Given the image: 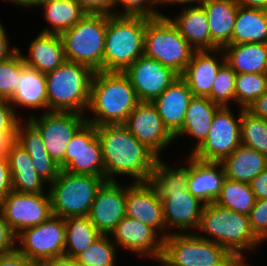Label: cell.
Returning <instances> with one entry per match:
<instances>
[{"label":"cell","instance_id":"6da1fadb","mask_svg":"<svg viewBox=\"0 0 267 266\" xmlns=\"http://www.w3.org/2000/svg\"><path fill=\"white\" fill-rule=\"evenodd\" d=\"M105 167V179L115 175L133 176L134 183L150 182L158 157L138 141L124 124L96 126Z\"/></svg>","mask_w":267,"mask_h":266},{"label":"cell","instance_id":"7a4b0ae2","mask_svg":"<svg viewBox=\"0 0 267 266\" xmlns=\"http://www.w3.org/2000/svg\"><path fill=\"white\" fill-rule=\"evenodd\" d=\"M188 178L189 165L175 169L156 160L150 183L161 198L166 230L175 227L187 233L200 225L205 204L188 191Z\"/></svg>","mask_w":267,"mask_h":266},{"label":"cell","instance_id":"3957f363","mask_svg":"<svg viewBox=\"0 0 267 266\" xmlns=\"http://www.w3.org/2000/svg\"><path fill=\"white\" fill-rule=\"evenodd\" d=\"M140 101L124 72L97 71L92 84L87 110L94 118L86 122L95 126L124 124Z\"/></svg>","mask_w":267,"mask_h":266},{"label":"cell","instance_id":"277c9868","mask_svg":"<svg viewBox=\"0 0 267 266\" xmlns=\"http://www.w3.org/2000/svg\"><path fill=\"white\" fill-rule=\"evenodd\" d=\"M146 16L107 14L103 71L124 72L144 55Z\"/></svg>","mask_w":267,"mask_h":266},{"label":"cell","instance_id":"5b68a950","mask_svg":"<svg viewBox=\"0 0 267 266\" xmlns=\"http://www.w3.org/2000/svg\"><path fill=\"white\" fill-rule=\"evenodd\" d=\"M96 72L87 65L66 60L55 70L45 74L48 112L81 114L88 109Z\"/></svg>","mask_w":267,"mask_h":266},{"label":"cell","instance_id":"8992f818","mask_svg":"<svg viewBox=\"0 0 267 266\" xmlns=\"http://www.w3.org/2000/svg\"><path fill=\"white\" fill-rule=\"evenodd\" d=\"M199 230L206 232L210 238L201 234L199 237L221 245L244 264L246 259L242 250H255L261 243L250 227L248 215L229 210L215 202L205 204L197 231Z\"/></svg>","mask_w":267,"mask_h":266},{"label":"cell","instance_id":"52a82bcc","mask_svg":"<svg viewBox=\"0 0 267 266\" xmlns=\"http://www.w3.org/2000/svg\"><path fill=\"white\" fill-rule=\"evenodd\" d=\"M159 261L160 266H248L221 245L191 232L169 234Z\"/></svg>","mask_w":267,"mask_h":266},{"label":"cell","instance_id":"ba28073f","mask_svg":"<svg viewBox=\"0 0 267 266\" xmlns=\"http://www.w3.org/2000/svg\"><path fill=\"white\" fill-rule=\"evenodd\" d=\"M194 51L170 17H146L144 56L159 61L181 75Z\"/></svg>","mask_w":267,"mask_h":266},{"label":"cell","instance_id":"9c48e42d","mask_svg":"<svg viewBox=\"0 0 267 266\" xmlns=\"http://www.w3.org/2000/svg\"><path fill=\"white\" fill-rule=\"evenodd\" d=\"M106 30L107 14L87 13L60 35L66 60L103 71Z\"/></svg>","mask_w":267,"mask_h":266},{"label":"cell","instance_id":"30bf717a","mask_svg":"<svg viewBox=\"0 0 267 266\" xmlns=\"http://www.w3.org/2000/svg\"><path fill=\"white\" fill-rule=\"evenodd\" d=\"M105 181L95 175L72 174L61 170L48 190L52 214L64 219L88 216L94 198Z\"/></svg>","mask_w":267,"mask_h":266},{"label":"cell","instance_id":"8fae6325","mask_svg":"<svg viewBox=\"0 0 267 266\" xmlns=\"http://www.w3.org/2000/svg\"><path fill=\"white\" fill-rule=\"evenodd\" d=\"M229 106H220L204 142L191 156L204 162H221L241 144V108L236 119Z\"/></svg>","mask_w":267,"mask_h":266},{"label":"cell","instance_id":"7c38bea8","mask_svg":"<svg viewBox=\"0 0 267 266\" xmlns=\"http://www.w3.org/2000/svg\"><path fill=\"white\" fill-rule=\"evenodd\" d=\"M59 167L72 174L95 175L105 179L102 146L95 125L85 122L76 131Z\"/></svg>","mask_w":267,"mask_h":266},{"label":"cell","instance_id":"4fadbf2b","mask_svg":"<svg viewBox=\"0 0 267 266\" xmlns=\"http://www.w3.org/2000/svg\"><path fill=\"white\" fill-rule=\"evenodd\" d=\"M17 249L29 260L40 261L64 255L65 219L51 215L37 226L24 229L16 236Z\"/></svg>","mask_w":267,"mask_h":266},{"label":"cell","instance_id":"5bb4252c","mask_svg":"<svg viewBox=\"0 0 267 266\" xmlns=\"http://www.w3.org/2000/svg\"><path fill=\"white\" fill-rule=\"evenodd\" d=\"M28 120L40 131L47 153L59 165L86 117L76 112L46 111L40 117L29 115Z\"/></svg>","mask_w":267,"mask_h":266},{"label":"cell","instance_id":"9a60e30c","mask_svg":"<svg viewBox=\"0 0 267 266\" xmlns=\"http://www.w3.org/2000/svg\"><path fill=\"white\" fill-rule=\"evenodd\" d=\"M0 210L16 236L24 229L37 226L53 215L48 191L28 194L12 190L0 202Z\"/></svg>","mask_w":267,"mask_h":266},{"label":"cell","instance_id":"2e32d148","mask_svg":"<svg viewBox=\"0 0 267 266\" xmlns=\"http://www.w3.org/2000/svg\"><path fill=\"white\" fill-rule=\"evenodd\" d=\"M124 73L140 102H153L180 76L155 59L139 57Z\"/></svg>","mask_w":267,"mask_h":266},{"label":"cell","instance_id":"e0dca14e","mask_svg":"<svg viewBox=\"0 0 267 266\" xmlns=\"http://www.w3.org/2000/svg\"><path fill=\"white\" fill-rule=\"evenodd\" d=\"M130 133L158 158L175 136L168 130L152 102H139L124 123Z\"/></svg>","mask_w":267,"mask_h":266},{"label":"cell","instance_id":"ac0fdd59","mask_svg":"<svg viewBox=\"0 0 267 266\" xmlns=\"http://www.w3.org/2000/svg\"><path fill=\"white\" fill-rule=\"evenodd\" d=\"M126 216V187L106 180L99 188L88 214L102 235H110Z\"/></svg>","mask_w":267,"mask_h":266},{"label":"cell","instance_id":"d6986e66","mask_svg":"<svg viewBox=\"0 0 267 266\" xmlns=\"http://www.w3.org/2000/svg\"><path fill=\"white\" fill-rule=\"evenodd\" d=\"M126 216L136 218L156 232L162 231L163 239L170 234L164 232L166 226L162 201L156 188L150 182H133L129 187L126 186Z\"/></svg>","mask_w":267,"mask_h":266},{"label":"cell","instance_id":"ffe728a7","mask_svg":"<svg viewBox=\"0 0 267 266\" xmlns=\"http://www.w3.org/2000/svg\"><path fill=\"white\" fill-rule=\"evenodd\" d=\"M157 233L136 218L125 216L110 233V236L112 239L114 238L112 241L115 245L159 261L164 239L160 236L157 238Z\"/></svg>","mask_w":267,"mask_h":266},{"label":"cell","instance_id":"44dd1931","mask_svg":"<svg viewBox=\"0 0 267 266\" xmlns=\"http://www.w3.org/2000/svg\"><path fill=\"white\" fill-rule=\"evenodd\" d=\"M193 93L179 76L152 103L168 130L175 135L183 126Z\"/></svg>","mask_w":267,"mask_h":266},{"label":"cell","instance_id":"7402d4cb","mask_svg":"<svg viewBox=\"0 0 267 266\" xmlns=\"http://www.w3.org/2000/svg\"><path fill=\"white\" fill-rule=\"evenodd\" d=\"M187 160H189L187 161L189 162L188 191L204 204L214 202L220 194L225 179L223 165L220 162L200 161L191 155Z\"/></svg>","mask_w":267,"mask_h":266},{"label":"cell","instance_id":"603a6c76","mask_svg":"<svg viewBox=\"0 0 267 266\" xmlns=\"http://www.w3.org/2000/svg\"><path fill=\"white\" fill-rule=\"evenodd\" d=\"M216 51L222 52L223 49L194 51L190 63L180 75L193 96L208 97L210 95L214 79L221 66L226 62L225 55L222 56V61L217 60Z\"/></svg>","mask_w":267,"mask_h":266},{"label":"cell","instance_id":"cb8c5ba5","mask_svg":"<svg viewBox=\"0 0 267 266\" xmlns=\"http://www.w3.org/2000/svg\"><path fill=\"white\" fill-rule=\"evenodd\" d=\"M200 5L206 12L211 50L223 49L230 45L239 5L236 0H207Z\"/></svg>","mask_w":267,"mask_h":266},{"label":"cell","instance_id":"d4e9b609","mask_svg":"<svg viewBox=\"0 0 267 266\" xmlns=\"http://www.w3.org/2000/svg\"><path fill=\"white\" fill-rule=\"evenodd\" d=\"M29 45V57L22 55L29 68L47 74L66 61L64 44L58 34L41 32Z\"/></svg>","mask_w":267,"mask_h":266},{"label":"cell","instance_id":"484cf974","mask_svg":"<svg viewBox=\"0 0 267 266\" xmlns=\"http://www.w3.org/2000/svg\"><path fill=\"white\" fill-rule=\"evenodd\" d=\"M220 163L226 178L249 184L267 168V155L240 144Z\"/></svg>","mask_w":267,"mask_h":266},{"label":"cell","instance_id":"4316f807","mask_svg":"<svg viewBox=\"0 0 267 266\" xmlns=\"http://www.w3.org/2000/svg\"><path fill=\"white\" fill-rule=\"evenodd\" d=\"M7 160L13 191L28 194L44 193L43 183L45 184V182L34 169L29 154L17 142L11 146Z\"/></svg>","mask_w":267,"mask_h":266},{"label":"cell","instance_id":"83f0119b","mask_svg":"<svg viewBox=\"0 0 267 266\" xmlns=\"http://www.w3.org/2000/svg\"><path fill=\"white\" fill-rule=\"evenodd\" d=\"M181 14L170 20L195 51L211 50V37L206 12L200 4L186 6Z\"/></svg>","mask_w":267,"mask_h":266},{"label":"cell","instance_id":"f1b7e54d","mask_svg":"<svg viewBox=\"0 0 267 266\" xmlns=\"http://www.w3.org/2000/svg\"><path fill=\"white\" fill-rule=\"evenodd\" d=\"M219 107V104L212 102L208 97L193 96L185 114L184 124L174 135L175 138L181 135L197 138V144L193 148L195 150L207 138L213 116Z\"/></svg>","mask_w":267,"mask_h":266},{"label":"cell","instance_id":"f546056e","mask_svg":"<svg viewBox=\"0 0 267 266\" xmlns=\"http://www.w3.org/2000/svg\"><path fill=\"white\" fill-rule=\"evenodd\" d=\"M225 51V52H224ZM226 63L237 73L267 74V43H243L227 45Z\"/></svg>","mask_w":267,"mask_h":266},{"label":"cell","instance_id":"4dcf8cb0","mask_svg":"<svg viewBox=\"0 0 267 266\" xmlns=\"http://www.w3.org/2000/svg\"><path fill=\"white\" fill-rule=\"evenodd\" d=\"M267 43V11L239 6L230 45Z\"/></svg>","mask_w":267,"mask_h":266},{"label":"cell","instance_id":"1f68e13d","mask_svg":"<svg viewBox=\"0 0 267 266\" xmlns=\"http://www.w3.org/2000/svg\"><path fill=\"white\" fill-rule=\"evenodd\" d=\"M9 102L13 106L48 109L45 74L26 66Z\"/></svg>","mask_w":267,"mask_h":266},{"label":"cell","instance_id":"d6a6232c","mask_svg":"<svg viewBox=\"0 0 267 266\" xmlns=\"http://www.w3.org/2000/svg\"><path fill=\"white\" fill-rule=\"evenodd\" d=\"M101 235L88 216L65 218L64 255L75 258Z\"/></svg>","mask_w":267,"mask_h":266},{"label":"cell","instance_id":"836d02e7","mask_svg":"<svg viewBox=\"0 0 267 266\" xmlns=\"http://www.w3.org/2000/svg\"><path fill=\"white\" fill-rule=\"evenodd\" d=\"M43 7L44 16L51 24L41 31L44 33L61 35L87 14L76 0H58Z\"/></svg>","mask_w":267,"mask_h":266},{"label":"cell","instance_id":"e575fe53","mask_svg":"<svg viewBox=\"0 0 267 266\" xmlns=\"http://www.w3.org/2000/svg\"><path fill=\"white\" fill-rule=\"evenodd\" d=\"M256 201V197L248 183L225 177L220 194L214 202L219 206L249 216Z\"/></svg>","mask_w":267,"mask_h":266},{"label":"cell","instance_id":"d590c367","mask_svg":"<svg viewBox=\"0 0 267 266\" xmlns=\"http://www.w3.org/2000/svg\"><path fill=\"white\" fill-rule=\"evenodd\" d=\"M241 144L267 155V120L241 109Z\"/></svg>","mask_w":267,"mask_h":266},{"label":"cell","instance_id":"8d00e7d4","mask_svg":"<svg viewBox=\"0 0 267 266\" xmlns=\"http://www.w3.org/2000/svg\"><path fill=\"white\" fill-rule=\"evenodd\" d=\"M267 91V74H236L235 102L241 109H247L263 93Z\"/></svg>","mask_w":267,"mask_h":266},{"label":"cell","instance_id":"74e56055","mask_svg":"<svg viewBox=\"0 0 267 266\" xmlns=\"http://www.w3.org/2000/svg\"><path fill=\"white\" fill-rule=\"evenodd\" d=\"M109 235L99 236L88 248L75 257L81 266H115L116 248Z\"/></svg>","mask_w":267,"mask_h":266},{"label":"cell","instance_id":"f35d334b","mask_svg":"<svg viewBox=\"0 0 267 266\" xmlns=\"http://www.w3.org/2000/svg\"><path fill=\"white\" fill-rule=\"evenodd\" d=\"M25 67L20 50L10 59L0 62V96L3 99L10 100L13 97Z\"/></svg>","mask_w":267,"mask_h":266},{"label":"cell","instance_id":"ab89813d","mask_svg":"<svg viewBox=\"0 0 267 266\" xmlns=\"http://www.w3.org/2000/svg\"><path fill=\"white\" fill-rule=\"evenodd\" d=\"M236 72L225 62L219 69L208 98L220 106L235 101Z\"/></svg>","mask_w":267,"mask_h":266},{"label":"cell","instance_id":"60d3db41","mask_svg":"<svg viewBox=\"0 0 267 266\" xmlns=\"http://www.w3.org/2000/svg\"><path fill=\"white\" fill-rule=\"evenodd\" d=\"M27 123V124H26ZM17 126L16 142L29 154L47 153L40 131L27 120Z\"/></svg>","mask_w":267,"mask_h":266},{"label":"cell","instance_id":"b9f144b4","mask_svg":"<svg viewBox=\"0 0 267 266\" xmlns=\"http://www.w3.org/2000/svg\"><path fill=\"white\" fill-rule=\"evenodd\" d=\"M29 156L32 159L34 169L44 182L51 184L57 179L61 169L48 153H38Z\"/></svg>","mask_w":267,"mask_h":266},{"label":"cell","instance_id":"7bdbcfd3","mask_svg":"<svg viewBox=\"0 0 267 266\" xmlns=\"http://www.w3.org/2000/svg\"><path fill=\"white\" fill-rule=\"evenodd\" d=\"M250 227L263 242L267 239V199L257 200L249 215Z\"/></svg>","mask_w":267,"mask_h":266},{"label":"cell","instance_id":"ee69618b","mask_svg":"<svg viewBox=\"0 0 267 266\" xmlns=\"http://www.w3.org/2000/svg\"><path fill=\"white\" fill-rule=\"evenodd\" d=\"M147 3L151 6L158 4L155 0H117L115 6L122 4L124 7L123 15H140L149 18H155L162 16L159 11L155 10L153 6L149 7Z\"/></svg>","mask_w":267,"mask_h":266},{"label":"cell","instance_id":"f6af8a7d","mask_svg":"<svg viewBox=\"0 0 267 266\" xmlns=\"http://www.w3.org/2000/svg\"><path fill=\"white\" fill-rule=\"evenodd\" d=\"M15 111L9 100L0 101V132H17V126L22 120L18 119Z\"/></svg>","mask_w":267,"mask_h":266},{"label":"cell","instance_id":"bcb514c9","mask_svg":"<svg viewBox=\"0 0 267 266\" xmlns=\"http://www.w3.org/2000/svg\"><path fill=\"white\" fill-rule=\"evenodd\" d=\"M14 245H16V235L5 221L0 210V254L15 250L17 247Z\"/></svg>","mask_w":267,"mask_h":266},{"label":"cell","instance_id":"7dc6e473","mask_svg":"<svg viewBox=\"0 0 267 266\" xmlns=\"http://www.w3.org/2000/svg\"><path fill=\"white\" fill-rule=\"evenodd\" d=\"M86 13L112 14L117 0H76Z\"/></svg>","mask_w":267,"mask_h":266},{"label":"cell","instance_id":"c3c4849f","mask_svg":"<svg viewBox=\"0 0 267 266\" xmlns=\"http://www.w3.org/2000/svg\"><path fill=\"white\" fill-rule=\"evenodd\" d=\"M0 266H37V264L16 248L11 252L0 254Z\"/></svg>","mask_w":267,"mask_h":266},{"label":"cell","instance_id":"681fc988","mask_svg":"<svg viewBox=\"0 0 267 266\" xmlns=\"http://www.w3.org/2000/svg\"><path fill=\"white\" fill-rule=\"evenodd\" d=\"M12 191V179L7 157H0V202Z\"/></svg>","mask_w":267,"mask_h":266},{"label":"cell","instance_id":"f907efd6","mask_svg":"<svg viewBox=\"0 0 267 266\" xmlns=\"http://www.w3.org/2000/svg\"><path fill=\"white\" fill-rule=\"evenodd\" d=\"M256 200L267 199V168L249 183Z\"/></svg>","mask_w":267,"mask_h":266},{"label":"cell","instance_id":"816d5d0a","mask_svg":"<svg viewBox=\"0 0 267 266\" xmlns=\"http://www.w3.org/2000/svg\"><path fill=\"white\" fill-rule=\"evenodd\" d=\"M19 51L18 48L10 49L7 39V34L3 25L0 22V62L10 59Z\"/></svg>","mask_w":267,"mask_h":266},{"label":"cell","instance_id":"f5cc1de1","mask_svg":"<svg viewBox=\"0 0 267 266\" xmlns=\"http://www.w3.org/2000/svg\"><path fill=\"white\" fill-rule=\"evenodd\" d=\"M247 110L253 115L267 120V91L258 97Z\"/></svg>","mask_w":267,"mask_h":266},{"label":"cell","instance_id":"db71d44e","mask_svg":"<svg viewBox=\"0 0 267 266\" xmlns=\"http://www.w3.org/2000/svg\"><path fill=\"white\" fill-rule=\"evenodd\" d=\"M37 266H77L75 258L62 255L40 261Z\"/></svg>","mask_w":267,"mask_h":266},{"label":"cell","instance_id":"11a10c76","mask_svg":"<svg viewBox=\"0 0 267 266\" xmlns=\"http://www.w3.org/2000/svg\"><path fill=\"white\" fill-rule=\"evenodd\" d=\"M16 142V132H0V157H7L11 146Z\"/></svg>","mask_w":267,"mask_h":266},{"label":"cell","instance_id":"9f6ffc18","mask_svg":"<svg viewBox=\"0 0 267 266\" xmlns=\"http://www.w3.org/2000/svg\"><path fill=\"white\" fill-rule=\"evenodd\" d=\"M239 6L267 11V0H236Z\"/></svg>","mask_w":267,"mask_h":266},{"label":"cell","instance_id":"6f0895ef","mask_svg":"<svg viewBox=\"0 0 267 266\" xmlns=\"http://www.w3.org/2000/svg\"><path fill=\"white\" fill-rule=\"evenodd\" d=\"M54 1H58V0H27L26 2V7L29 6V7H32V6H44L46 4H49V3H52Z\"/></svg>","mask_w":267,"mask_h":266},{"label":"cell","instance_id":"680465c9","mask_svg":"<svg viewBox=\"0 0 267 266\" xmlns=\"http://www.w3.org/2000/svg\"><path fill=\"white\" fill-rule=\"evenodd\" d=\"M158 4H161V3H174V4H179L180 2H182V0H155Z\"/></svg>","mask_w":267,"mask_h":266},{"label":"cell","instance_id":"91938a15","mask_svg":"<svg viewBox=\"0 0 267 266\" xmlns=\"http://www.w3.org/2000/svg\"><path fill=\"white\" fill-rule=\"evenodd\" d=\"M8 1H10L11 3H14L16 5H19V6L21 5L23 7L24 6L26 7V2H27V0H8Z\"/></svg>","mask_w":267,"mask_h":266},{"label":"cell","instance_id":"94428289","mask_svg":"<svg viewBox=\"0 0 267 266\" xmlns=\"http://www.w3.org/2000/svg\"><path fill=\"white\" fill-rule=\"evenodd\" d=\"M204 1H207V0H182V2H180L179 4H187V3H190V4H192L193 2H199V4L200 3H202V2H204Z\"/></svg>","mask_w":267,"mask_h":266}]
</instances>
